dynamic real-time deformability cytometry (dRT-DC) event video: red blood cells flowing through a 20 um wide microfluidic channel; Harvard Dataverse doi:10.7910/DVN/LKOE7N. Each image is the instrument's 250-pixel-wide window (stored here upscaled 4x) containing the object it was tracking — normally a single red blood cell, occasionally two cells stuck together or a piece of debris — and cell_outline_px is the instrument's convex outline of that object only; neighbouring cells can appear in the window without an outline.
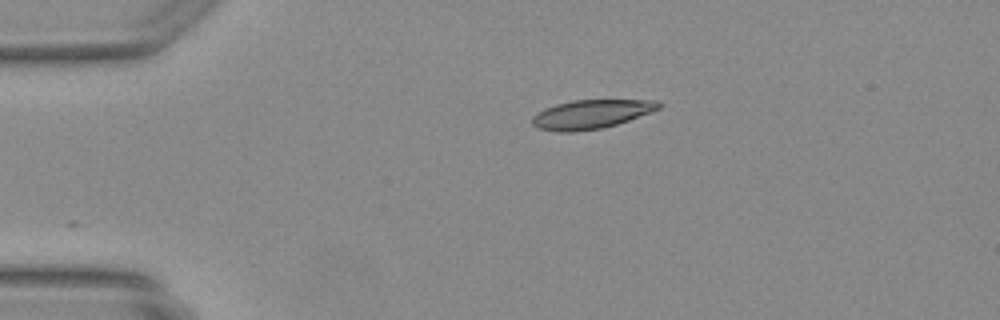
{"species": "Egyptian fruit bat (a non-hibernating species)", "species_latin": "Rousettus aegyptiacus", "temperature_condition": "warm", "stored_images_in_passage": 39, "camera_frame_rate_fps": 3000, "um_per_image_px": 0.085, "animal": {"sex": "female"}, "frame": {"image": 1, "passage_image": 1, "time_ms": 0.0, "image_size_px": [1000, 320], "cell_outline_px": [[660, 108], [628, 120], [616, 124], [600, 128], [576, 132], [560, 132], [540, 128], [532, 124], [532, 116], [544, 108], [556, 104], [572, 100], [656, 100], [660, 104]], "centroid_in_image_um": [50.2, 9.7], "position_along_channel_um": 34.8, "area_um2": 21.04}}
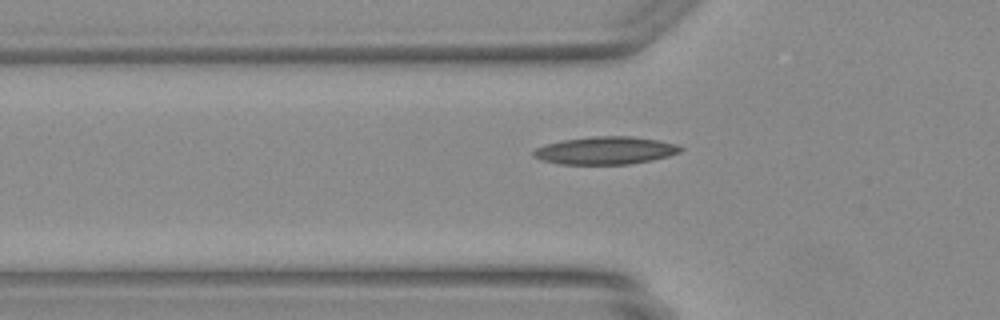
{"frame": {"image": 2, "passage_image": 7, "time_ms": 2.0, "image_size_px": [1000, 320], "cell_outline_px": [[684, 148], [680, 152], [668, 156], [652, 160], [628, 164], [560, 164], [540, 160], [532, 156], [532, 152], [536, 148], [544, 144], [560, 140], [592, 136], [628, 136], [656, 140], [676, 144]], "centroid_in_image_um": [51.41, 12.79], "position_along_channel_um": 74.4, "area_um2": 23.81}}
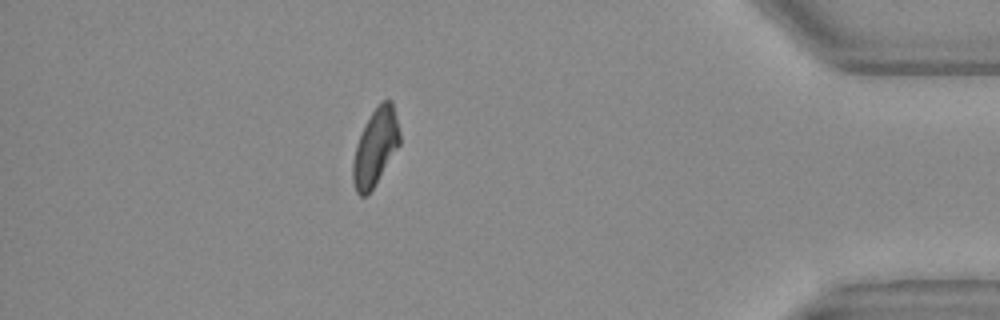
{"frame": {"image": 3, "passage_image": 33, "time_ms": 10.667, "image_size_px": [1000, 320], "cell_outline_px": [[400, 144], [372, 188], [364, 196], [360, 196], [356, 192], [352, 180], [352, 164], [356, 144], [364, 124], [380, 100], [392, 100], [400, 132]], "centroid_in_image_um": [31.89, 12.47], "position_along_channel_um": 403.3, "area_um2": 20.81}}